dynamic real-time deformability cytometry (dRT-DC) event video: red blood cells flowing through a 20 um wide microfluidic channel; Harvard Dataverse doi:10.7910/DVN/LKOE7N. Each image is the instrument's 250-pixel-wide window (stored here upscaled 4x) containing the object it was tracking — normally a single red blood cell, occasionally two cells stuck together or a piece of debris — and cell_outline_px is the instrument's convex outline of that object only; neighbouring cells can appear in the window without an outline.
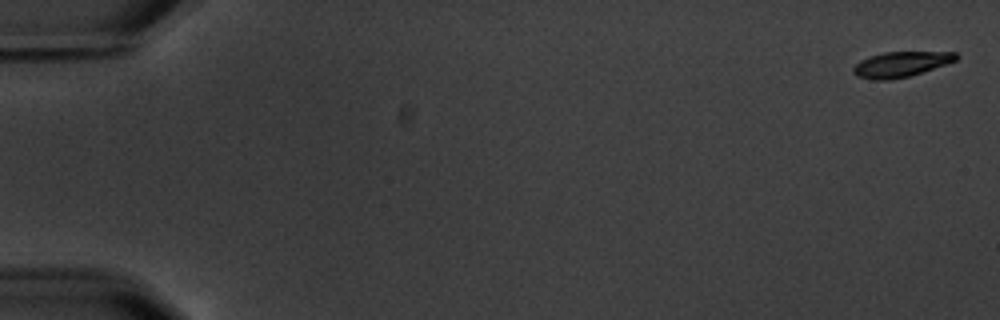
{"species": "common noctule bat (a hibernating species)", "species_latin": "Nyctalus noctula", "temperature_condition": "warm", "stored_images_in_passage": 5, "camera_frame_rate_fps": 3000, "um_per_image_px": 0.085, "animal": {"sex": "male", "body_mass_g": 20.1, "forearm_length_mm": 53.5}, "frame": {"image": 1, "passage_image": 1, "time_ms": 0.0, "image_size_px": [1000, 320], "cell_outline_px": [[960, 56], [956, 60], [908, 76], [888, 80], [872, 80], [856, 76], [852, 72], [852, 68], [860, 60], [868, 56], [884, 52], [956, 52]], "centroid_in_image_um": [76.51, 5.46], "position_along_channel_um": 8.5, "area_um2": 15.03}}
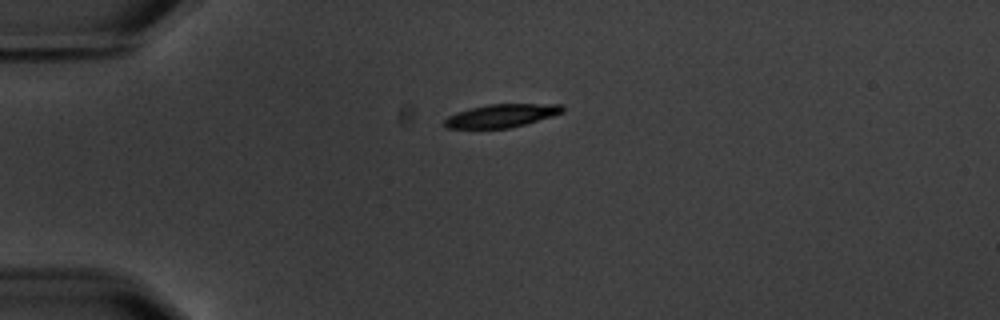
{"frame": {"image": 2, "passage_image": 4, "time_ms": 4.667, "image_size_px": [1000, 320], "cell_outline_px": [[564, 112], [552, 116], [524, 124], [508, 128], [444, 128], [444, 120], [448, 116], [456, 112], [488, 104], [564, 104]], "centroid_in_image_um": [42.63, 9.83], "position_along_channel_um": 42.4, "area_um2": 15.84}}